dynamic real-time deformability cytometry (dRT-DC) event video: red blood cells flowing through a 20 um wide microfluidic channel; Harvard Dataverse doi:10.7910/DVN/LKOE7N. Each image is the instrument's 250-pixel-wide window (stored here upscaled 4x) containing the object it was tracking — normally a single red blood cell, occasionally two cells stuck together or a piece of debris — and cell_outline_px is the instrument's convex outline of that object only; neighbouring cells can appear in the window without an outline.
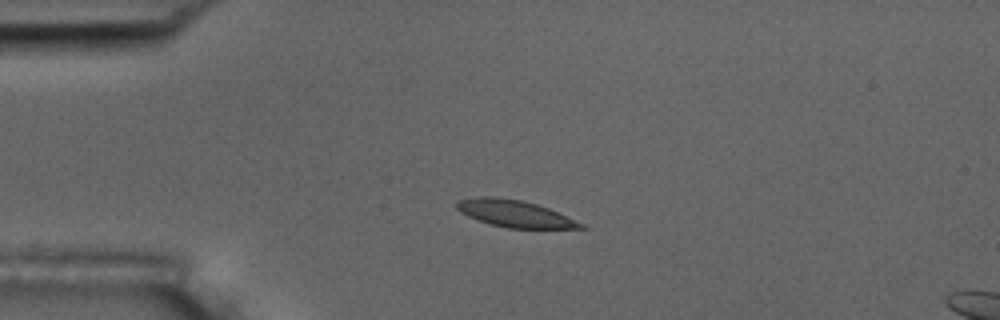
{"species": "common noctule bat (a hibernating species)", "species_latin": "Nyctalus noctula", "temperature_condition": "room temperature", "stored_images_in_passage": 4, "camera_frame_rate_fps": 3000, "um_per_image_px": 0.085, "animal": {"sex": "male", "body_mass_g": 17.5, "forearm_length_mm": 52.3}, "frame": {"image": 1, "passage_image": 2, "time_ms": 2.0, "image_size_px": [1000, 320], "cell_outline_px": [[588, 228], [508, 228], [492, 224], [468, 216], [460, 212], [456, 208], [456, 204], [460, 200], [476, 196], [496, 196], [520, 200], [536, 204], [548, 208], [584, 224]], "centroid_in_image_um": [43.73, 18.14], "position_along_channel_um": 41.3, "area_um2": 19.19}}